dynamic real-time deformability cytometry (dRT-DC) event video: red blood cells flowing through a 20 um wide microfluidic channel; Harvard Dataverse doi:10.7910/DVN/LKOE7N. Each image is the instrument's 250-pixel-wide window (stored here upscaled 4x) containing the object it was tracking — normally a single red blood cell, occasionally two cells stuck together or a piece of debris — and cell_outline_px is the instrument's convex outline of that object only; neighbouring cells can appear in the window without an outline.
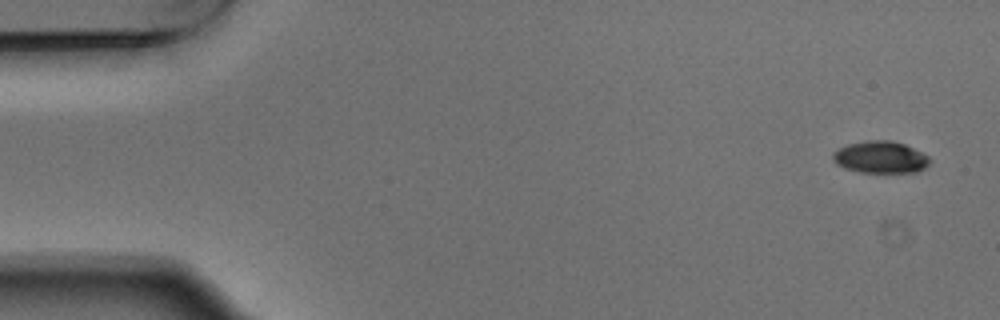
{"species": "Egyptian fruit bat (a non-hibernating species)", "species_latin": "Rousettus aegyptiacus", "temperature_condition": "warm", "stored_images_in_passage": 7, "camera_frame_rate_fps": 3000, "um_per_image_px": 0.085, "animal": {"sex": "male"}, "frame": {"image": 1, "passage_image": 1, "time_ms": 0.0, "image_size_px": [1000, 320], "cell_outline_px": [[932, 160], [924, 168], [916, 172], [860, 172], [844, 168], [836, 164], [832, 160], [832, 156], [840, 148], [848, 144], [868, 140], [892, 140], [904, 144], [928, 156]], "centroid_in_image_um": [74.84, 13.36], "position_along_channel_um": 10.2, "area_um2": 17.92}}
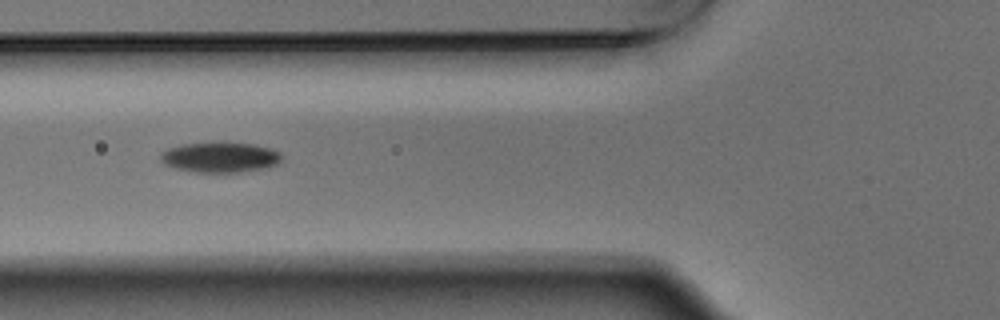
{"frame": {"image": 2, "passage_image": 6, "time_ms": 1.667, "image_size_px": [1000, 320], "cell_outline_px": [[284, 156], [276, 164], [264, 168], [240, 172], [196, 172], [176, 168], [164, 164], [160, 160], [160, 152], [168, 148], [180, 144], [224, 140], [252, 144], [272, 148], [280, 152]], "centroid_in_image_um": [18.7, 13.32], "position_along_channel_um": 107.1, "area_um2": 22.02}}
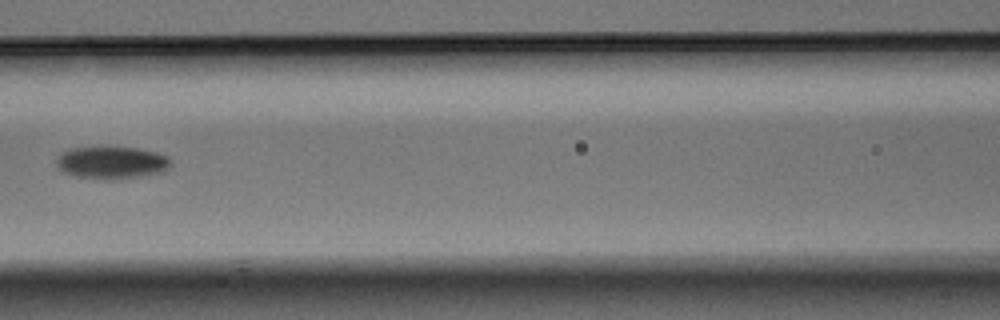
{"frame": {"image": 3, "passage_image": 7, "time_ms": 2.0, "image_size_px": [1000, 320], "cell_outline_px": [[172, 164], [164, 172], [116, 180], [104, 180], [76, 176], [64, 172], [56, 164], [56, 156], [60, 152], [68, 148], [136, 148], [156, 152], [168, 156], [172, 160]], "centroid_in_image_um": [9.5, 13.84], "position_along_channel_um": 157.1, "area_um2": 21.73}}